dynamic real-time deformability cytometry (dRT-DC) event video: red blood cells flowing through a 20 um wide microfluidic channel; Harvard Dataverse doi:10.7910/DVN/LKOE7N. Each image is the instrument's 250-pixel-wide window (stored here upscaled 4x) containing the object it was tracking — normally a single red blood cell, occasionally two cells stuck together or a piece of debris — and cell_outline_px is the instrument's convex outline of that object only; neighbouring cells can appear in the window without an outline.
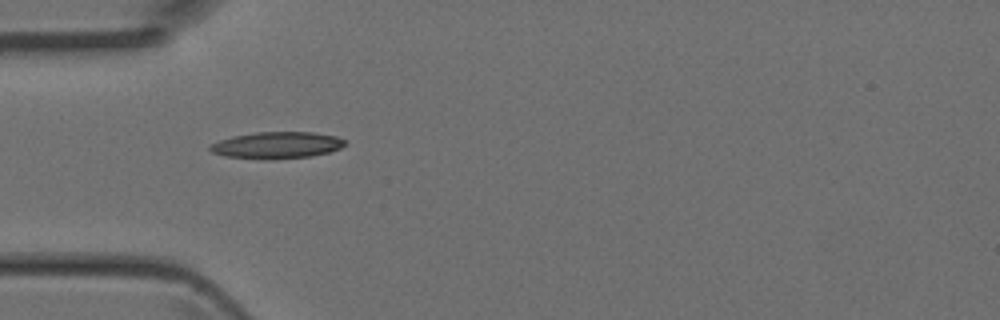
{"species": "Egyptian fruit bat (a non-hibernating species)", "species_latin": "Rousettus aegyptiacus", "temperature_condition": "room temperature", "stored_images_in_passage": 5, "camera_frame_rate_fps": 3000, "um_per_image_px": 0.085, "animal": {"sex": "female"}, "frame": {"image": 1, "passage_image": 4, "time_ms": 1.0, "image_size_px": [1000, 320], "cell_outline_px": [[348, 140], [340, 148], [328, 152], [312, 156], [268, 160], [224, 156], [212, 152], [208, 148], [208, 144], [232, 136], [256, 132], [312, 132], [336, 136]], "centroid_in_image_um": [23.51, 12.34], "position_along_channel_um": 61.5, "area_um2": 21.15}}
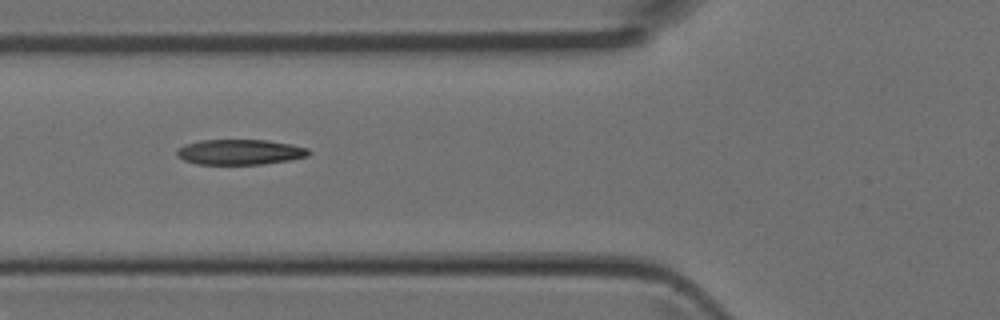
{"frame": {"image": 2, "passage_image": 5, "time_ms": 1.333, "image_size_px": [1000, 320], "cell_outline_px": [[312, 152], [308, 156], [288, 160], [264, 164], [196, 164], [184, 160], [176, 152], [176, 148], [184, 144], [200, 140], [268, 140], [292, 144], [308, 148]], "centroid_in_image_um": [20.4, 12.91], "position_along_channel_um": 105.4, "area_um2": 19.54}}